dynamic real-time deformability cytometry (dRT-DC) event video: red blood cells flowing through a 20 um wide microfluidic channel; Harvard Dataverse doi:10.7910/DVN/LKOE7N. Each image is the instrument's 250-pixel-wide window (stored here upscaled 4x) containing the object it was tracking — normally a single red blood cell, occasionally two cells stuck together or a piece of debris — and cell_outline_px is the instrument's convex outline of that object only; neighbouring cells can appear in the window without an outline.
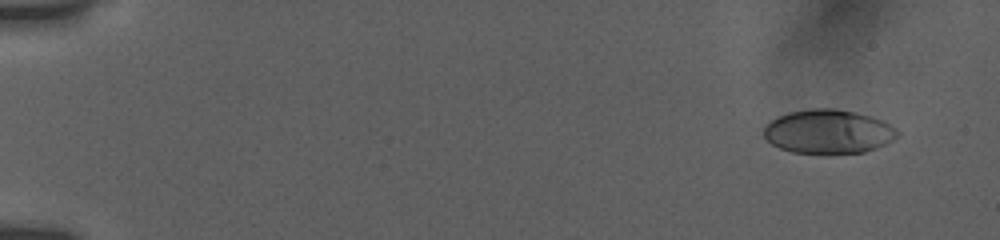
{"species": "human", "species_latin": "Homo sapiens", "temperature_condition": "room temperature", "stored_images_in_passage": 23, "camera_frame_rate_fps": 3000, "um_per_image_px": 0.085, "donor": {"sex": "female"}, "frame": {"image": 1, "passage_image": 2, "time_ms": 0.667, "image_size_px": [1000, 240], "cell_outline_px": [[900, 132], [892, 140], [876, 148], [864, 152], [792, 152], [780, 148], [772, 144], [764, 136], [764, 128], [776, 116], [788, 112], [808, 108], [836, 108], [872, 116], [884, 120], [896, 128]], "centroid_in_image_um": [70.41, 11.15], "position_along_channel_um": 14.6, "area_um2": 34.04}}
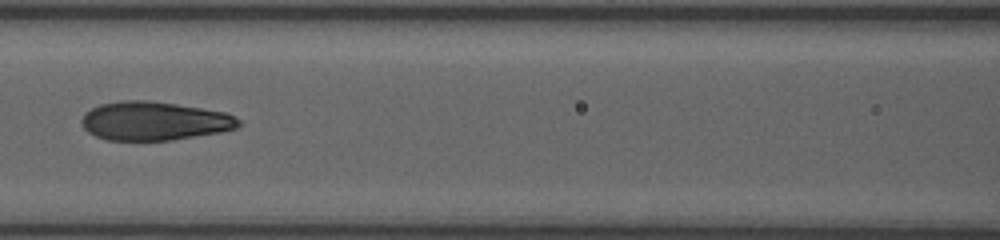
{"frame": {"image": 2, "passage_image": 15, "time_ms": 8.333, "image_size_px": [1000, 240], "cell_outline_px": [[244, 124], [236, 128], [220, 132], [168, 140], [108, 140], [96, 136], [88, 132], [84, 128], [80, 120], [84, 112], [100, 104], [124, 100], [144, 100], [176, 104], [224, 112], [236, 116]], "centroid_in_image_um": [13.1, 10.28], "position_along_channel_um": 153.5, "area_um2": 35.32}}
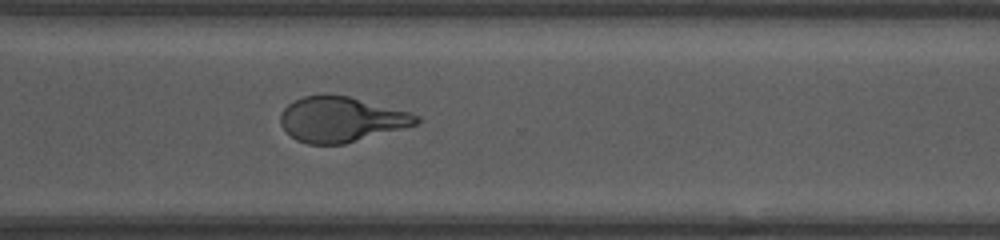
{"frame": {"image": 3, "passage_image": 23, "time_ms": 13.333, "image_size_px": [1000, 240], "cell_outline_px": [[420, 124], [344, 144], [308, 144], [296, 140], [280, 124], [280, 116], [284, 108], [288, 104], [304, 96], [348, 96], [408, 112], [420, 116]], "centroid_in_image_um": [29.02, 10.17], "position_along_channel_um": 341.6, "area_um2": 35.26}}